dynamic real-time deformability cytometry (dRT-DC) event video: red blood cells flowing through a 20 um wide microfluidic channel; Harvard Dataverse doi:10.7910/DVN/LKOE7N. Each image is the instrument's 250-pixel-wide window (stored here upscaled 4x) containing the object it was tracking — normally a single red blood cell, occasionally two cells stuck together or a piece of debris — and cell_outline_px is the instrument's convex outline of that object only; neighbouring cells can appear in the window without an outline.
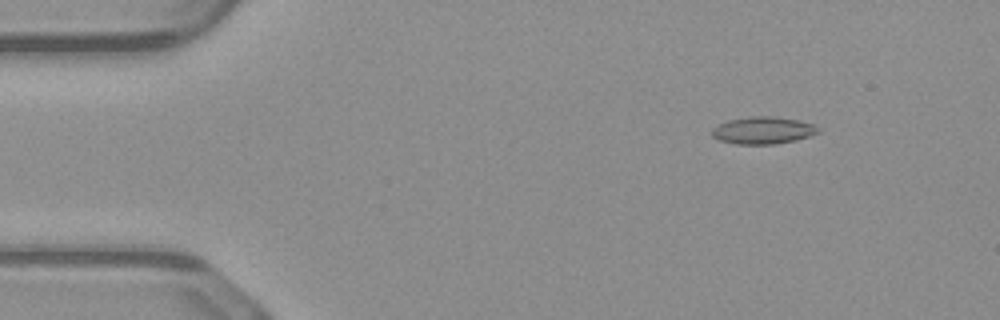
{"species": "common noctule bat (a hibernating species)", "species_latin": "Nyctalus noctula", "temperature_condition": "warm", "stored_images_in_passage": 16, "camera_frame_rate_fps": 3000, "um_per_image_px": 0.085, "animal": {"sex": "male", "body_mass_g": 23.1, "forearm_length_mm": 52.7}, "frame": {"image": 1, "passage_image": 7, "time_ms": 2.0, "image_size_px": [1000, 320], "cell_outline_px": [[820, 132], [796, 140], [776, 144], [736, 144], [720, 140], [712, 136], [712, 128], [728, 120], [748, 116], [772, 116], [800, 120], [812, 124], [820, 128]], "centroid_in_image_um": [64.87, 11.07], "position_along_channel_um": 20.1, "area_um2": 16.88}}